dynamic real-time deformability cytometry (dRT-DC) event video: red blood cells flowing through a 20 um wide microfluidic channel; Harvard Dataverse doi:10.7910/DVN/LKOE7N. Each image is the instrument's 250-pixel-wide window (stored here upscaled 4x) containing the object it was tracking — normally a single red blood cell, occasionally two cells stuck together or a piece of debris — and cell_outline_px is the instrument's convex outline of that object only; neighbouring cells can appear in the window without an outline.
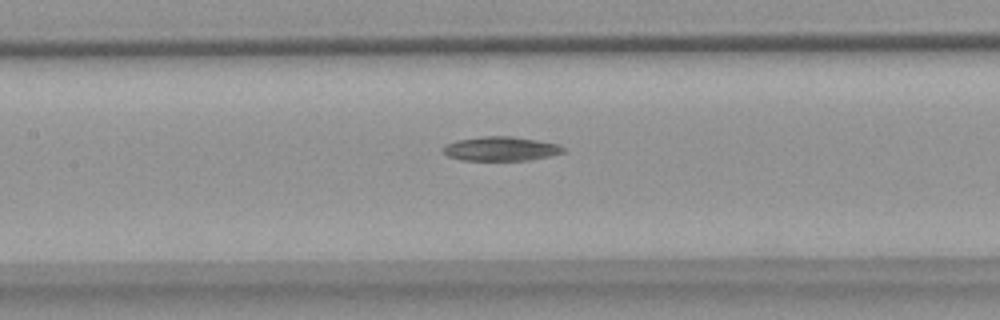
{"species": "common noctule bat (a hibernating species)", "species_latin": "Nyctalus noctula", "temperature_condition": "warm", "stored_images_in_passage": 40, "segment_of_instrument_passage": [1, 2], "camera_frame_rate_fps": 3000, "um_per_image_px": 0.085, "animal": {"sex": "female", "body_mass_g": 18.4}, "frame": {"image": 1, "passage_image": 21, "time_ms": 6.667, "image_size_px": [1000, 320], "cell_outline_px": [[564, 152], [548, 156], [528, 160], [460, 160], [448, 156], [440, 148], [444, 144], [456, 140], [484, 136], [512, 136], [536, 140], [556, 144], [564, 148]], "centroid_in_image_um": [42.49, 12.64], "position_along_channel_um": 164.9, "area_um2": 16.88}}
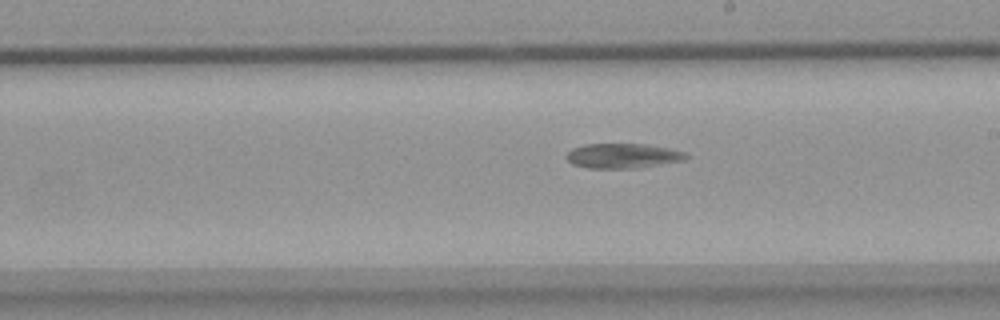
{"frame": {"image": 2, "passage_image": 27, "time_ms": 8.667, "image_size_px": [1000, 320], "cell_outline_px": [[688, 156], [684, 160], [640, 168], [588, 168], [572, 164], [564, 156], [572, 148], [584, 144], [644, 144], [668, 148], [688, 152]], "centroid_in_image_um": [52.94, 13.24], "position_along_channel_um": 236.1, "area_um2": 17.4}}
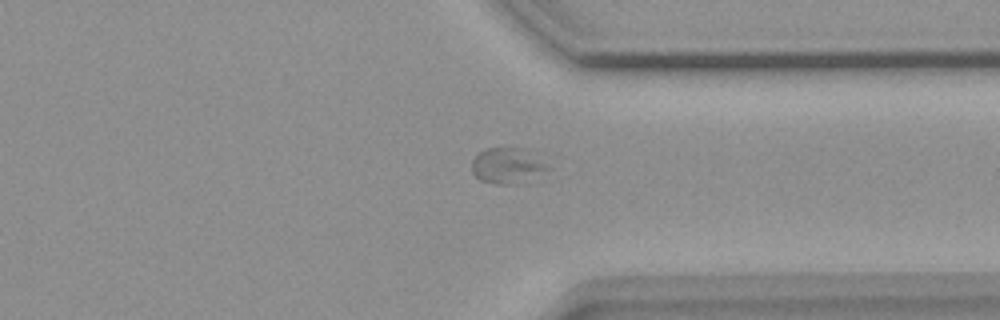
{"frame": {"image": 3, "passage_image": 38, "time_ms": 12.333, "image_size_px": [1000, 320], "cell_outline_px": [[552, 168], [536, 184], [496, 184], [480, 180], [472, 172], [472, 160], [480, 152], [488, 148], [512, 144], [532, 148], [540, 152]], "centroid_in_image_um": [43.38, 14.05], "position_along_channel_um": 368.0, "area_um2": 18.09}}